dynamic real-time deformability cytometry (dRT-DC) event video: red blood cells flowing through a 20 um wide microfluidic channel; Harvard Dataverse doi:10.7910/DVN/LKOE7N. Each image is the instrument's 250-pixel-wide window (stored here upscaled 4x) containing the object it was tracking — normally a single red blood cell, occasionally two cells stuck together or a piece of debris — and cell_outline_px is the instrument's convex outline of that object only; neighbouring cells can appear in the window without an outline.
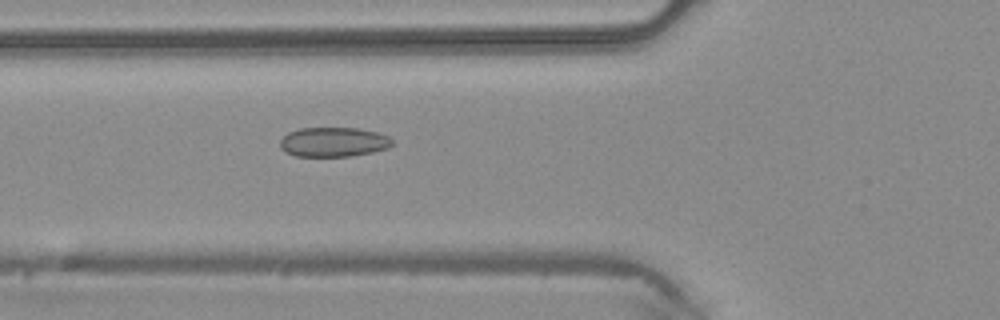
{"species": "common noctule bat (a hibernating species)", "species_latin": "Nyctalus noctula", "temperature_condition": "warm", "stored_images_in_passage": 38, "camera_frame_rate_fps": 3000, "um_per_image_px": 0.085, "animal": {"sex": "male", "body_mass_g": 20.4}, "frame": {"image": 1, "passage_image": 9, "time_ms": 2.667, "image_size_px": [1000, 320], "cell_outline_px": [[392, 144], [388, 148], [372, 152], [352, 156], [296, 156], [284, 152], [280, 148], [280, 140], [288, 132], [300, 128], [356, 128], [376, 132], [388, 136], [392, 140]], "centroid_in_image_um": [28.32, 12.07], "position_along_channel_um": 97.5, "area_um2": 19.31}}
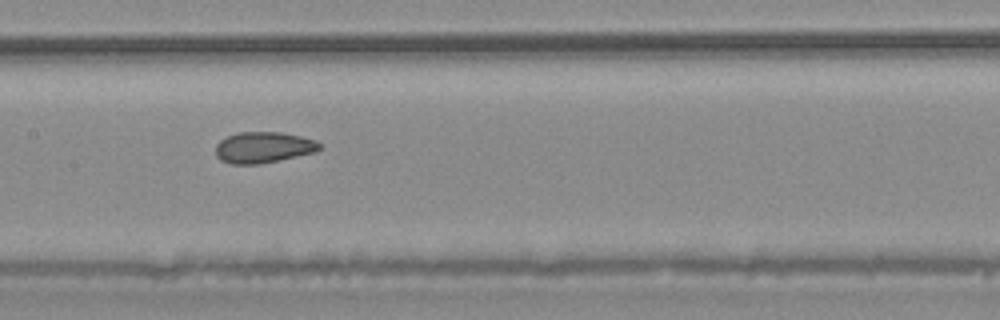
{"frame": {"image": 2, "passage_image": 15, "time_ms": 4.667, "image_size_px": [1000, 320], "cell_outline_px": [[320, 148], [316, 152], [260, 164], [232, 164], [220, 160], [216, 156], [216, 144], [220, 140], [236, 132], [280, 132], [300, 136], [316, 140], [320, 144]], "centroid_in_image_um": [22.37, 12.53], "position_along_channel_um": 185.0, "area_um2": 18.84}}
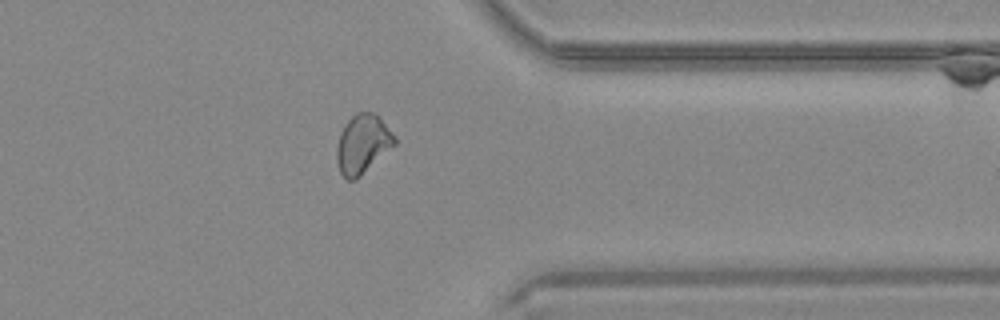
{"frame": {"image": 3, "passage_image": 29, "time_ms": 9.333, "image_size_px": [1000, 320], "cell_outline_px": [[396, 144], [356, 180], [348, 180], [340, 172], [336, 160], [336, 148], [340, 132], [344, 124], [356, 112], [376, 112], [380, 116], [396, 136]], "centroid_in_image_um": [30.83, 12.22], "position_along_channel_um": 380.6, "area_um2": 20.17}}